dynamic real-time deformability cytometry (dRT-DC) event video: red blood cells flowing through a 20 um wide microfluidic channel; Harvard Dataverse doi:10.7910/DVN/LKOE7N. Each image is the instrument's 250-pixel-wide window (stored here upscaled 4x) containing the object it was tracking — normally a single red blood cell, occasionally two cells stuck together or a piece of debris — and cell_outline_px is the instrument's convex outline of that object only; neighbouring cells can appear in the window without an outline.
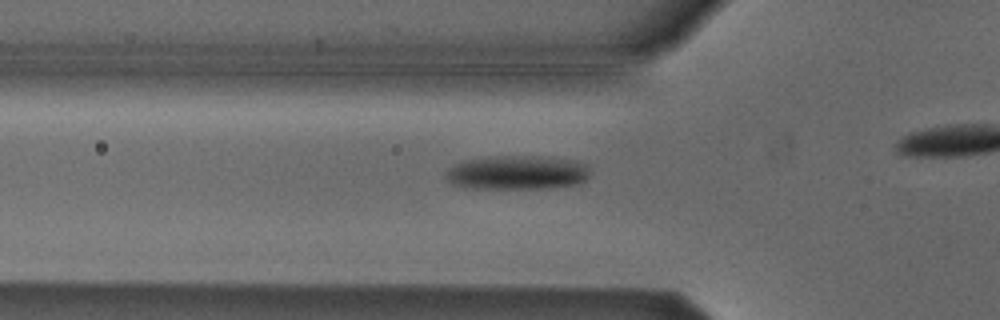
{"species": "Egyptian fruit bat (a non-hibernating species)", "species_latin": "Rousettus aegyptiacus", "temperature_condition": "cold", "stored_images_in_passage": 34, "camera_frame_rate_fps": 3000, "um_per_image_px": 0.085, "animal": {"sex": "male"}, "frame": {"image": 1, "passage_image": 9, "time_ms": 2.667, "image_size_px": [1000, 320], "cell_outline_px": [[592, 172], [580, 184], [552, 188], [464, 188], [452, 184], [444, 176], [444, 172], [452, 164], [464, 160], [492, 156], [540, 156], [576, 160], [588, 164]], "centroid_in_image_um": [43.97, 14.66], "position_along_channel_um": 81.8, "area_um2": 29.3}}
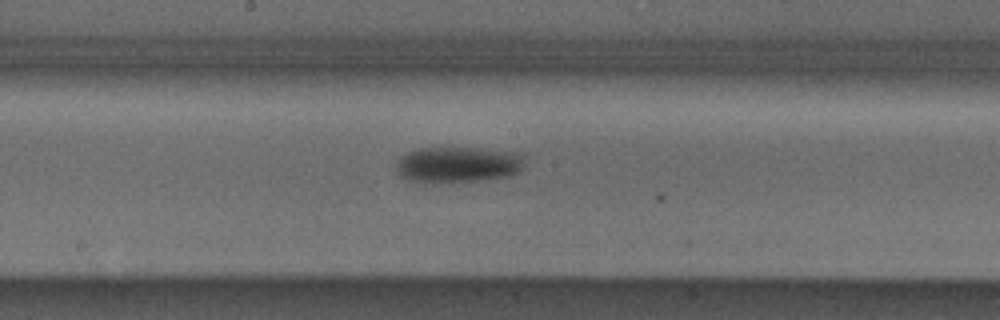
{"frame": {"image": 2, "passage_image": 19, "time_ms": 6.0, "image_size_px": [1000, 320], "cell_outline_px": [[524, 164], [520, 172], [512, 176], [484, 180], [424, 184], [408, 180], [400, 176], [396, 172], [396, 164], [400, 156], [408, 152], [420, 148], [452, 144], [524, 152]], "centroid_in_image_um": [38.96, 13.95], "position_along_channel_um": 209.2, "area_um2": 28.9}}
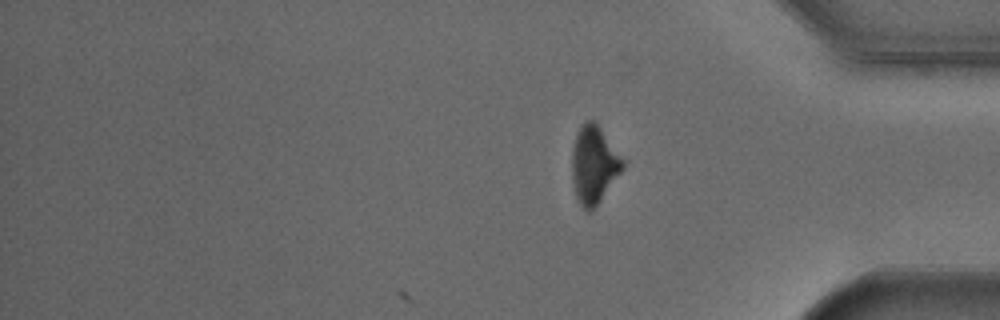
{"frame": {"image": 3, "passage_image": 34, "time_ms": 11.0, "image_size_px": [1000, 320], "cell_outline_px": [[624, 168], [592, 212], [588, 212], [580, 204], [576, 196], [572, 176], [572, 148], [576, 132], [588, 120], [596, 120], [624, 160]], "centroid_in_image_um": [50.49, 13.99], "position_along_channel_um": 384.7, "area_um2": 23.0}, "authors_computed_cell_mechanics": {"area_um2": 27.166, "velocity_mm_per_s": 3.8148, "shape_relaxation_time_tau1_ms": 4.4486, "shape_relaxation_time_tau2_ms": null, "deformation_change_tau1": 0.1221, "deformation_change_tau2": null}}